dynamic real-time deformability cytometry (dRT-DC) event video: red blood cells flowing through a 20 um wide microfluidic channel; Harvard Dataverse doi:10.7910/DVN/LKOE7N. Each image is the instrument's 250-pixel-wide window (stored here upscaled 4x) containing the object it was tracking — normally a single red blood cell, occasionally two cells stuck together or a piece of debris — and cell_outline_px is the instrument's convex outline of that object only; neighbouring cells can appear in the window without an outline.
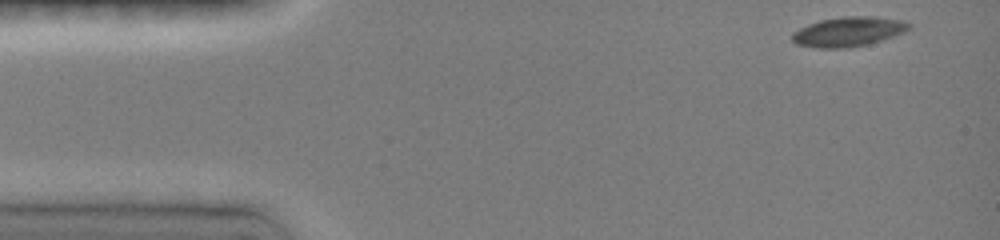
{"species": "common noctule bat (a hibernating species)", "species_latin": "Nyctalus noctula", "temperature_condition": "room temperature", "stored_images_in_passage": 9, "camera_frame_rate_fps": 3000, "um_per_image_px": 0.085, "animal": {"sex": "female", "body_mass_g": 19.0, "forearm_length_mm": 51.5}, "frame": {"image": 1, "passage_image": 1, "time_ms": 0.0, "image_size_px": [1000, 240], "cell_outline_px": [[912, 28], [904, 32], [868, 44], [848, 48], [816, 48], [796, 44], [792, 40], [792, 32], [808, 24], [820, 20], [844, 16], [868, 16], [900, 20], [912, 24]], "centroid_in_image_um": [72.09, 2.69], "position_along_channel_um": 12.9, "area_um2": 20.11}}
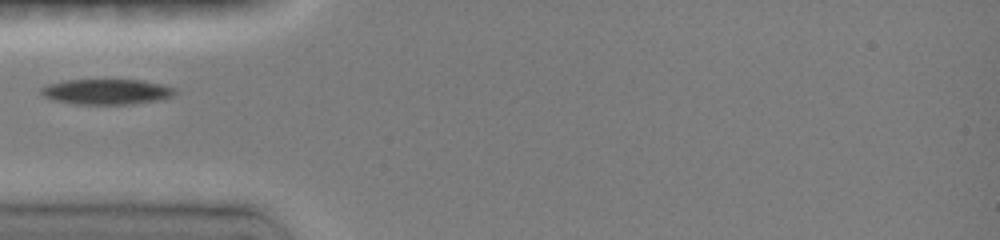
{"frame": {"image": 2, "passage_image": 6, "time_ms": 4.0, "image_size_px": [1000, 240], "cell_outline_px": [[172, 96], [156, 100], [128, 104], [76, 104], [56, 100], [44, 96], [40, 92], [40, 88], [52, 84], [68, 80], [140, 80], [160, 84], [172, 88]], "centroid_in_image_um": [9.01, 7.8], "position_along_channel_um": 76.0, "area_um2": 19.13}}
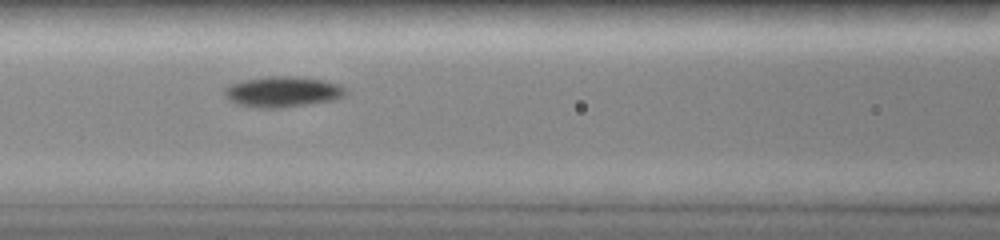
{"frame": {"image": 3, "passage_image": 8, "time_ms": 5.667, "image_size_px": [1000, 240], "cell_outline_px": [[344, 92], [340, 96], [332, 100], [280, 108], [260, 108], [240, 104], [232, 100], [224, 92], [232, 84], [244, 80], [272, 76], [296, 76], [320, 80], [336, 84], [344, 88]], "centroid_in_image_um": [24.01, 7.8], "position_along_channel_um": 142.6, "area_um2": 20.69}}